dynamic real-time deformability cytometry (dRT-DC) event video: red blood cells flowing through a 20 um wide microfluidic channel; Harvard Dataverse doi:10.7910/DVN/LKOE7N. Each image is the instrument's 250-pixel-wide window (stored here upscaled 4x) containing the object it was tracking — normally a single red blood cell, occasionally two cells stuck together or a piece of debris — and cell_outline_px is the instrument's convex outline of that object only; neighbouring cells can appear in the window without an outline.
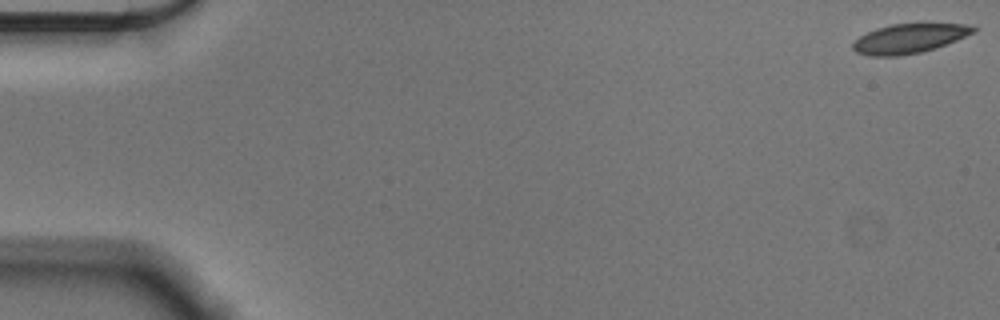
{"species": "Egyptian fruit bat (a non-hibernating species)", "species_latin": "Rousettus aegyptiacus", "temperature_condition": "cold", "stored_images_in_passage": 55, "camera_frame_rate_fps": 3000, "um_per_image_px": 0.085, "animal": {"sex": "male"}, "frame": {"image": 1, "passage_image": 1, "time_ms": 0.0, "image_size_px": [1000, 320], "cell_outline_px": [[980, 28], [976, 32], [936, 48], [920, 52], [900, 56], [868, 56], [856, 52], [852, 48], [852, 44], [860, 36], [876, 28], [892, 24], [968, 24]], "centroid_in_image_um": [77.3, 3.28], "position_along_channel_um": 7.7, "area_um2": 20.63}}
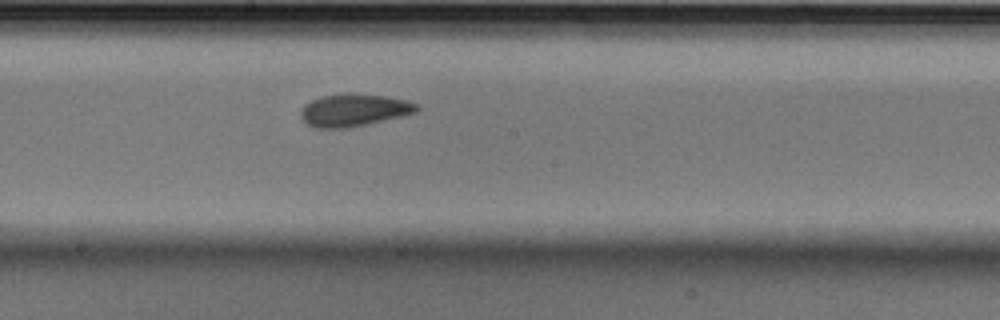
{"frame": {"image": 2, "passage_image": 31, "time_ms": 10.0, "image_size_px": [1000, 320], "cell_outline_px": [[420, 108], [416, 112], [400, 116], [364, 124], [344, 128], [316, 128], [308, 124], [300, 116], [300, 108], [304, 104], [320, 96], [344, 92], [352, 92], [384, 96], [404, 100], [416, 104]], "centroid_in_image_um": [30.01, 9.33], "position_along_channel_um": 218.2, "area_um2": 21.85}}
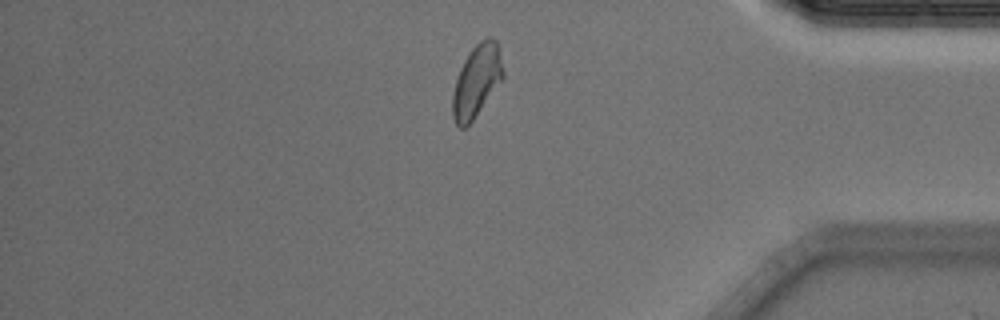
{"frame": {"image": 3, "passage_image": 48, "time_ms": 15.667, "image_size_px": [1000, 320], "cell_outline_px": [[504, 76], [472, 120], [464, 128], [460, 128], [456, 124], [452, 116], [452, 96], [456, 80], [460, 68], [464, 60], [472, 48], [484, 36], [492, 36], [496, 40], [500, 48], [504, 72]], "centroid_in_image_um": [40.52, 6.82], "position_along_channel_um": 394.7, "area_um2": 21.15}, "authors_computed_cell_mechanics": {"area_um2": 21.2704, "velocity_mm_per_s": 3.563, "shape_relaxation_time_tau1_ms": 4.576, "shape_relaxation_time_tau2_ms": 2.415, "deformation_change_tau1": 0.1281, "deformation_change_tau2": 0.0581}}